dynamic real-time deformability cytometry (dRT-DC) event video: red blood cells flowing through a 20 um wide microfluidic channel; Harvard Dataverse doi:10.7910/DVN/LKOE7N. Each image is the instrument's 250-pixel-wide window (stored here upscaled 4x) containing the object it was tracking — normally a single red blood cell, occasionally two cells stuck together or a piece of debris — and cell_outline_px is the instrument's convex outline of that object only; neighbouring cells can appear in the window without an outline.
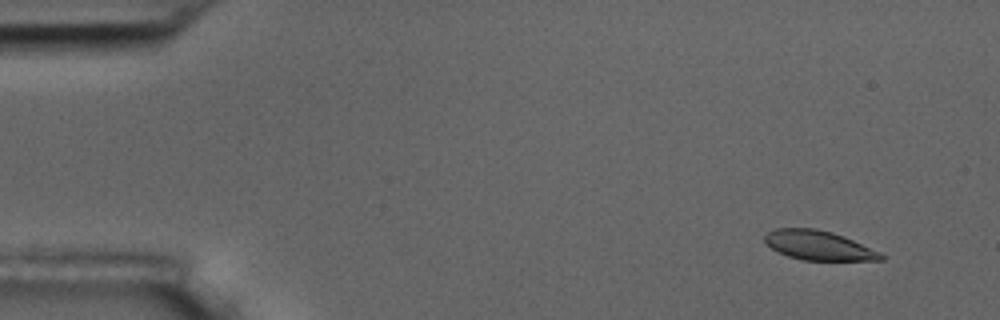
{"species": "common noctule bat (a hibernating species)", "species_latin": "Nyctalus noctula", "temperature_condition": "room temperature", "stored_images_in_passage": 11, "camera_frame_rate_fps": 3000, "um_per_image_px": 0.085, "animal": {"sex": "male", "body_mass_g": 17.5, "forearm_length_mm": 52.3}, "frame": {"image": 1, "passage_image": 2, "time_ms": 1.333, "image_size_px": [1000, 320], "cell_outline_px": [[884, 260], [804, 260], [788, 256], [772, 248], [764, 240], [764, 236], [768, 232], [776, 228], [816, 228], [832, 232], [844, 236], [880, 252], [884, 256]], "centroid_in_image_um": [69.59, 20.85], "position_along_channel_um": 15.4, "area_um2": 19.71}}
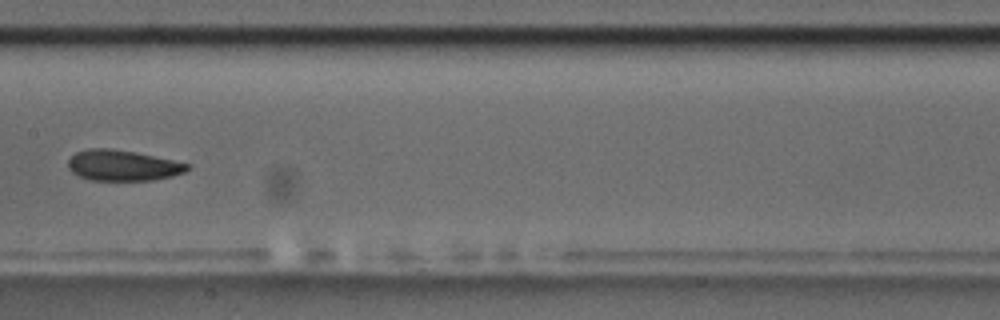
{"frame": {"image": 2, "passage_image": 8, "time_ms": 9.333, "image_size_px": [1000, 320], "cell_outline_px": [[188, 168], [184, 172], [172, 176], [152, 180], [88, 180], [72, 172], [68, 168], [68, 160], [76, 152], [88, 148], [112, 148], [136, 152], [172, 160], [188, 164]], "centroid_in_image_um": [10.38, 14.05], "position_along_channel_um": 197.0, "area_um2": 21.21}}
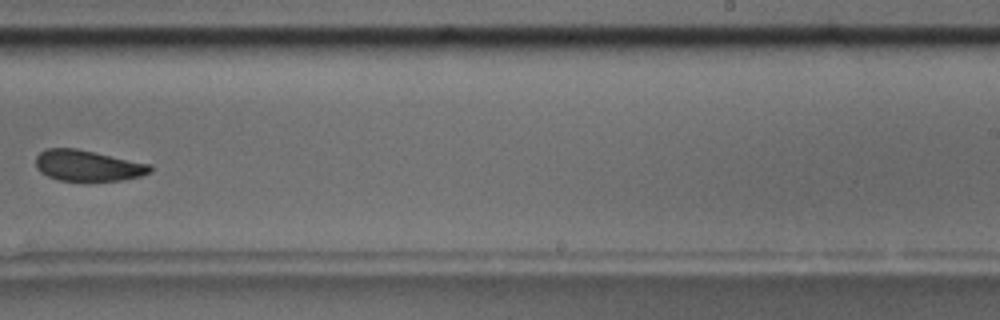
{"frame": {"image": 3, "passage_image": 10, "time_ms": 11.667, "image_size_px": [1000, 320], "cell_outline_px": [[152, 172], [140, 176], [124, 180], [56, 180], [40, 172], [36, 168], [36, 156], [40, 152], [48, 148], [76, 148], [152, 164]], "centroid_in_image_um": [7.47, 14.07], "position_along_channel_um": 281.5, "area_um2": 20.63}}